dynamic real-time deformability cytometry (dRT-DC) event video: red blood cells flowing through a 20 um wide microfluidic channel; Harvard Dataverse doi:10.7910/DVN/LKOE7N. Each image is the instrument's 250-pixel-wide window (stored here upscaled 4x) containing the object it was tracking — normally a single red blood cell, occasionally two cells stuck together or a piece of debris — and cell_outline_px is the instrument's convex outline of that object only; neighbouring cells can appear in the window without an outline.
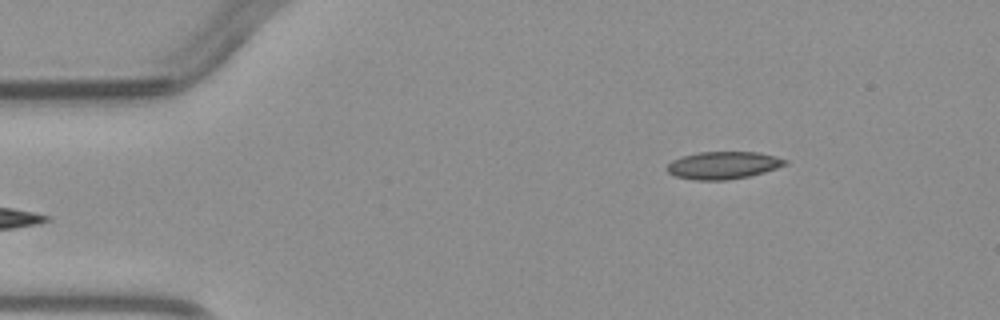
{"species": "common noctule bat (a hibernating species)", "species_latin": "Nyctalus noctula", "temperature_condition": "warm", "stored_images_in_passage": 3, "camera_frame_rate_fps": 3000, "um_per_image_px": 0.085, "animal": {"sex": "male", "body_mass_g": 23.1, "forearm_length_mm": 52.7}, "frame": {"image": 1, "passage_image": 3, "time_ms": 2.333, "image_size_px": [1000, 320], "cell_outline_px": [[788, 164], [764, 172], [748, 176], [724, 180], [696, 180], [676, 176], [668, 172], [668, 164], [672, 160], [680, 156], [700, 152], [760, 152], [776, 156], [788, 160]], "centroid_in_image_um": [61.49, 14.03], "position_along_channel_um": 23.5, "area_um2": 18.84}}